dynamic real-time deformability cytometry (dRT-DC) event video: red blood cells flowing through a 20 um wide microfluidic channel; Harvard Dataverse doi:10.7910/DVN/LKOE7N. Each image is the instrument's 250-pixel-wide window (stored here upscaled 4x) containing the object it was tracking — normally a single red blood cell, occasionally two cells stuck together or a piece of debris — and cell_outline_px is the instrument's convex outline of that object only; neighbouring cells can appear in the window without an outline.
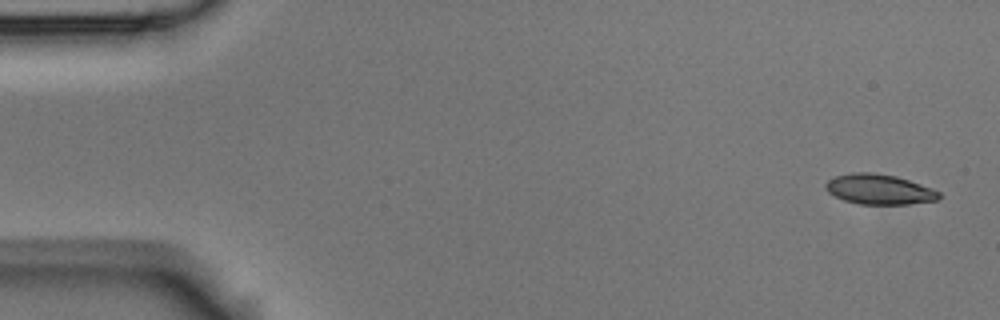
{"species": "Egyptian fruit bat (a non-hibernating species)", "species_latin": "Rousettus aegyptiacus", "temperature_condition": "room temperature", "stored_images_in_passage": 4, "camera_frame_rate_fps": 3000, "um_per_image_px": 0.085, "animal": {"sex": "male"}, "frame": {"image": 1, "passage_image": 1, "time_ms": 0.0, "image_size_px": [1000, 320], "cell_outline_px": [[940, 196], [936, 200], [908, 204], [860, 204], [844, 200], [828, 192], [824, 188], [824, 184], [828, 180], [836, 176], [852, 172], [872, 172], [896, 176], [932, 188], [940, 192]], "centroid_in_image_um": [74.71, 16.08], "position_along_channel_um": 10.3, "area_um2": 19.83}}
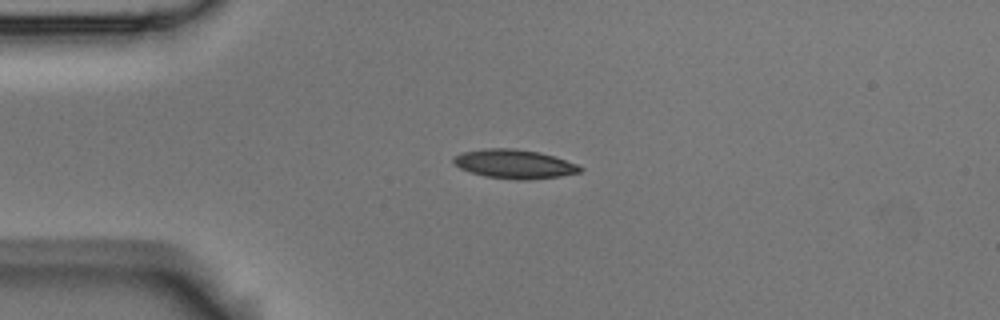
{"frame": {"image": 2, "passage_image": 4, "time_ms": 1.0, "image_size_px": [1000, 320], "cell_outline_px": [[584, 168], [580, 172], [560, 176], [528, 180], [516, 180], [484, 176], [460, 168], [452, 160], [452, 156], [460, 152], [484, 148], [516, 148], [540, 152], [556, 156], [576, 164]], "centroid_in_image_um": [43.71, 13.93], "position_along_channel_um": 41.3, "area_um2": 21.62}}